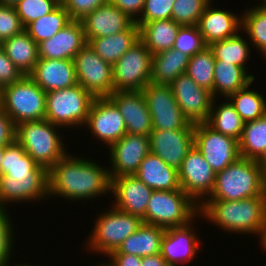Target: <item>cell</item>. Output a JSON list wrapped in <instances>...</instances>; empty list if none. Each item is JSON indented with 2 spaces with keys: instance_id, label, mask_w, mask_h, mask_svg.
Wrapping results in <instances>:
<instances>
[{
  "instance_id": "cell-36",
  "label": "cell",
  "mask_w": 266,
  "mask_h": 266,
  "mask_svg": "<svg viewBox=\"0 0 266 266\" xmlns=\"http://www.w3.org/2000/svg\"><path fill=\"white\" fill-rule=\"evenodd\" d=\"M72 21L67 10L59 4L52 12L29 23L25 27L28 35L38 44L50 39Z\"/></svg>"
},
{
  "instance_id": "cell-34",
  "label": "cell",
  "mask_w": 266,
  "mask_h": 266,
  "mask_svg": "<svg viewBox=\"0 0 266 266\" xmlns=\"http://www.w3.org/2000/svg\"><path fill=\"white\" fill-rule=\"evenodd\" d=\"M238 143L240 157L262 161L266 156V114L244 124Z\"/></svg>"
},
{
  "instance_id": "cell-14",
  "label": "cell",
  "mask_w": 266,
  "mask_h": 266,
  "mask_svg": "<svg viewBox=\"0 0 266 266\" xmlns=\"http://www.w3.org/2000/svg\"><path fill=\"white\" fill-rule=\"evenodd\" d=\"M170 86L184 117L190 123L208 120L214 99L210 91L197 85L186 73L179 75Z\"/></svg>"
},
{
  "instance_id": "cell-5",
  "label": "cell",
  "mask_w": 266,
  "mask_h": 266,
  "mask_svg": "<svg viewBox=\"0 0 266 266\" xmlns=\"http://www.w3.org/2000/svg\"><path fill=\"white\" fill-rule=\"evenodd\" d=\"M199 212L200 206L183 190L153 191L142 221L164 229L182 227Z\"/></svg>"
},
{
  "instance_id": "cell-49",
  "label": "cell",
  "mask_w": 266,
  "mask_h": 266,
  "mask_svg": "<svg viewBox=\"0 0 266 266\" xmlns=\"http://www.w3.org/2000/svg\"><path fill=\"white\" fill-rule=\"evenodd\" d=\"M16 126L12 119L0 108V146H7L15 141Z\"/></svg>"
},
{
  "instance_id": "cell-55",
  "label": "cell",
  "mask_w": 266,
  "mask_h": 266,
  "mask_svg": "<svg viewBox=\"0 0 266 266\" xmlns=\"http://www.w3.org/2000/svg\"><path fill=\"white\" fill-rule=\"evenodd\" d=\"M261 163H262V169H263L265 184H266V156L262 159Z\"/></svg>"
},
{
  "instance_id": "cell-44",
  "label": "cell",
  "mask_w": 266,
  "mask_h": 266,
  "mask_svg": "<svg viewBox=\"0 0 266 266\" xmlns=\"http://www.w3.org/2000/svg\"><path fill=\"white\" fill-rule=\"evenodd\" d=\"M7 211L0 208V266L10 265L12 248L15 246L14 227Z\"/></svg>"
},
{
  "instance_id": "cell-59",
  "label": "cell",
  "mask_w": 266,
  "mask_h": 266,
  "mask_svg": "<svg viewBox=\"0 0 266 266\" xmlns=\"http://www.w3.org/2000/svg\"><path fill=\"white\" fill-rule=\"evenodd\" d=\"M2 88L0 87V108H1Z\"/></svg>"
},
{
  "instance_id": "cell-32",
  "label": "cell",
  "mask_w": 266,
  "mask_h": 266,
  "mask_svg": "<svg viewBox=\"0 0 266 266\" xmlns=\"http://www.w3.org/2000/svg\"><path fill=\"white\" fill-rule=\"evenodd\" d=\"M2 49L23 75H29L39 60L38 44L25 30L5 39Z\"/></svg>"
},
{
  "instance_id": "cell-18",
  "label": "cell",
  "mask_w": 266,
  "mask_h": 266,
  "mask_svg": "<svg viewBox=\"0 0 266 266\" xmlns=\"http://www.w3.org/2000/svg\"><path fill=\"white\" fill-rule=\"evenodd\" d=\"M194 223L195 220L182 227L165 229L160 254L170 266L189 263L197 257L196 254L202 244L196 234L197 230L194 229L196 226H192Z\"/></svg>"
},
{
  "instance_id": "cell-30",
  "label": "cell",
  "mask_w": 266,
  "mask_h": 266,
  "mask_svg": "<svg viewBox=\"0 0 266 266\" xmlns=\"http://www.w3.org/2000/svg\"><path fill=\"white\" fill-rule=\"evenodd\" d=\"M10 178L21 176H48V170L38 165L15 140L5 146L0 176Z\"/></svg>"
},
{
  "instance_id": "cell-27",
  "label": "cell",
  "mask_w": 266,
  "mask_h": 266,
  "mask_svg": "<svg viewBox=\"0 0 266 266\" xmlns=\"http://www.w3.org/2000/svg\"><path fill=\"white\" fill-rule=\"evenodd\" d=\"M139 40V26L134 22L125 31L89 39L87 43L97 55L113 66Z\"/></svg>"
},
{
  "instance_id": "cell-54",
  "label": "cell",
  "mask_w": 266,
  "mask_h": 266,
  "mask_svg": "<svg viewBox=\"0 0 266 266\" xmlns=\"http://www.w3.org/2000/svg\"><path fill=\"white\" fill-rule=\"evenodd\" d=\"M20 0H0V5H6V6H12L15 7V5L19 2Z\"/></svg>"
},
{
  "instance_id": "cell-42",
  "label": "cell",
  "mask_w": 266,
  "mask_h": 266,
  "mask_svg": "<svg viewBox=\"0 0 266 266\" xmlns=\"http://www.w3.org/2000/svg\"><path fill=\"white\" fill-rule=\"evenodd\" d=\"M59 3L56 0H20L15 10L24 27L52 12Z\"/></svg>"
},
{
  "instance_id": "cell-61",
  "label": "cell",
  "mask_w": 266,
  "mask_h": 266,
  "mask_svg": "<svg viewBox=\"0 0 266 266\" xmlns=\"http://www.w3.org/2000/svg\"><path fill=\"white\" fill-rule=\"evenodd\" d=\"M96 266V265H95ZM98 266H106V265H104L103 263H101V264H99Z\"/></svg>"
},
{
  "instance_id": "cell-60",
  "label": "cell",
  "mask_w": 266,
  "mask_h": 266,
  "mask_svg": "<svg viewBox=\"0 0 266 266\" xmlns=\"http://www.w3.org/2000/svg\"><path fill=\"white\" fill-rule=\"evenodd\" d=\"M59 4H62L64 0H56Z\"/></svg>"
},
{
  "instance_id": "cell-21",
  "label": "cell",
  "mask_w": 266,
  "mask_h": 266,
  "mask_svg": "<svg viewBox=\"0 0 266 266\" xmlns=\"http://www.w3.org/2000/svg\"><path fill=\"white\" fill-rule=\"evenodd\" d=\"M49 197L48 176H0V208L8 209L9 202H33ZM8 205V206H7ZM7 206V207H6Z\"/></svg>"
},
{
  "instance_id": "cell-13",
  "label": "cell",
  "mask_w": 266,
  "mask_h": 266,
  "mask_svg": "<svg viewBox=\"0 0 266 266\" xmlns=\"http://www.w3.org/2000/svg\"><path fill=\"white\" fill-rule=\"evenodd\" d=\"M178 176L181 189L199 206L210 196L215 186L216 174L195 146L183 160Z\"/></svg>"
},
{
  "instance_id": "cell-28",
  "label": "cell",
  "mask_w": 266,
  "mask_h": 266,
  "mask_svg": "<svg viewBox=\"0 0 266 266\" xmlns=\"http://www.w3.org/2000/svg\"><path fill=\"white\" fill-rule=\"evenodd\" d=\"M139 26V39L155 55L173 48L179 28L173 19L136 23Z\"/></svg>"
},
{
  "instance_id": "cell-52",
  "label": "cell",
  "mask_w": 266,
  "mask_h": 266,
  "mask_svg": "<svg viewBox=\"0 0 266 266\" xmlns=\"http://www.w3.org/2000/svg\"><path fill=\"white\" fill-rule=\"evenodd\" d=\"M141 266H170L160 253L142 257Z\"/></svg>"
},
{
  "instance_id": "cell-58",
  "label": "cell",
  "mask_w": 266,
  "mask_h": 266,
  "mask_svg": "<svg viewBox=\"0 0 266 266\" xmlns=\"http://www.w3.org/2000/svg\"><path fill=\"white\" fill-rule=\"evenodd\" d=\"M3 40H2V38L0 37V50L3 48Z\"/></svg>"
},
{
  "instance_id": "cell-40",
  "label": "cell",
  "mask_w": 266,
  "mask_h": 266,
  "mask_svg": "<svg viewBox=\"0 0 266 266\" xmlns=\"http://www.w3.org/2000/svg\"><path fill=\"white\" fill-rule=\"evenodd\" d=\"M215 58L209 46L191 56L188 60L186 74L200 87L211 92L213 96Z\"/></svg>"
},
{
  "instance_id": "cell-38",
  "label": "cell",
  "mask_w": 266,
  "mask_h": 266,
  "mask_svg": "<svg viewBox=\"0 0 266 266\" xmlns=\"http://www.w3.org/2000/svg\"><path fill=\"white\" fill-rule=\"evenodd\" d=\"M241 17V31L247 35L249 42H252L251 46L256 47V50L266 57V3L261 2L258 6L244 9Z\"/></svg>"
},
{
  "instance_id": "cell-1",
  "label": "cell",
  "mask_w": 266,
  "mask_h": 266,
  "mask_svg": "<svg viewBox=\"0 0 266 266\" xmlns=\"http://www.w3.org/2000/svg\"><path fill=\"white\" fill-rule=\"evenodd\" d=\"M69 152L48 170L49 198L96 199L111 192L109 168ZM52 196V197H51Z\"/></svg>"
},
{
  "instance_id": "cell-3",
  "label": "cell",
  "mask_w": 266,
  "mask_h": 266,
  "mask_svg": "<svg viewBox=\"0 0 266 266\" xmlns=\"http://www.w3.org/2000/svg\"><path fill=\"white\" fill-rule=\"evenodd\" d=\"M256 196H266L262 163L239 157L216 173L213 191L205 200L236 201Z\"/></svg>"
},
{
  "instance_id": "cell-23",
  "label": "cell",
  "mask_w": 266,
  "mask_h": 266,
  "mask_svg": "<svg viewBox=\"0 0 266 266\" xmlns=\"http://www.w3.org/2000/svg\"><path fill=\"white\" fill-rule=\"evenodd\" d=\"M212 0L202 13L197 27L206 46L235 36L242 28V17L227 9L213 8Z\"/></svg>"
},
{
  "instance_id": "cell-10",
  "label": "cell",
  "mask_w": 266,
  "mask_h": 266,
  "mask_svg": "<svg viewBox=\"0 0 266 266\" xmlns=\"http://www.w3.org/2000/svg\"><path fill=\"white\" fill-rule=\"evenodd\" d=\"M143 96L152 118L153 130L194 129L177 104L170 85L148 83Z\"/></svg>"
},
{
  "instance_id": "cell-7",
  "label": "cell",
  "mask_w": 266,
  "mask_h": 266,
  "mask_svg": "<svg viewBox=\"0 0 266 266\" xmlns=\"http://www.w3.org/2000/svg\"><path fill=\"white\" fill-rule=\"evenodd\" d=\"M92 233L87 238L86 250H92L108 256L112 251L117 250L130 235L138 230L143 224L140 217L128 214L114 206L108 211H102L98 216Z\"/></svg>"
},
{
  "instance_id": "cell-46",
  "label": "cell",
  "mask_w": 266,
  "mask_h": 266,
  "mask_svg": "<svg viewBox=\"0 0 266 266\" xmlns=\"http://www.w3.org/2000/svg\"><path fill=\"white\" fill-rule=\"evenodd\" d=\"M25 30L21 19L12 6L0 5V37L4 41Z\"/></svg>"
},
{
  "instance_id": "cell-47",
  "label": "cell",
  "mask_w": 266,
  "mask_h": 266,
  "mask_svg": "<svg viewBox=\"0 0 266 266\" xmlns=\"http://www.w3.org/2000/svg\"><path fill=\"white\" fill-rule=\"evenodd\" d=\"M110 2V0H64L62 5L67 10L72 20H82L87 14L92 13L97 7Z\"/></svg>"
},
{
  "instance_id": "cell-25",
  "label": "cell",
  "mask_w": 266,
  "mask_h": 266,
  "mask_svg": "<svg viewBox=\"0 0 266 266\" xmlns=\"http://www.w3.org/2000/svg\"><path fill=\"white\" fill-rule=\"evenodd\" d=\"M28 76L45 92L78 84L74 62L70 59H39Z\"/></svg>"
},
{
  "instance_id": "cell-51",
  "label": "cell",
  "mask_w": 266,
  "mask_h": 266,
  "mask_svg": "<svg viewBox=\"0 0 266 266\" xmlns=\"http://www.w3.org/2000/svg\"><path fill=\"white\" fill-rule=\"evenodd\" d=\"M108 259L103 262L106 266H141L142 262V257L132 254H109Z\"/></svg>"
},
{
  "instance_id": "cell-39",
  "label": "cell",
  "mask_w": 266,
  "mask_h": 266,
  "mask_svg": "<svg viewBox=\"0 0 266 266\" xmlns=\"http://www.w3.org/2000/svg\"><path fill=\"white\" fill-rule=\"evenodd\" d=\"M250 86H252L251 83L226 98L245 123L259 119L266 114L265 97L261 93L251 90Z\"/></svg>"
},
{
  "instance_id": "cell-15",
  "label": "cell",
  "mask_w": 266,
  "mask_h": 266,
  "mask_svg": "<svg viewBox=\"0 0 266 266\" xmlns=\"http://www.w3.org/2000/svg\"><path fill=\"white\" fill-rule=\"evenodd\" d=\"M108 149L110 178L134 175L142 160L150 153V138L126 133Z\"/></svg>"
},
{
  "instance_id": "cell-33",
  "label": "cell",
  "mask_w": 266,
  "mask_h": 266,
  "mask_svg": "<svg viewBox=\"0 0 266 266\" xmlns=\"http://www.w3.org/2000/svg\"><path fill=\"white\" fill-rule=\"evenodd\" d=\"M189 57L170 49L152 55L151 82L170 85L179 75L185 74Z\"/></svg>"
},
{
  "instance_id": "cell-11",
  "label": "cell",
  "mask_w": 266,
  "mask_h": 266,
  "mask_svg": "<svg viewBox=\"0 0 266 266\" xmlns=\"http://www.w3.org/2000/svg\"><path fill=\"white\" fill-rule=\"evenodd\" d=\"M77 83L94 98L113 93L112 65L103 60L88 43L73 58Z\"/></svg>"
},
{
  "instance_id": "cell-6",
  "label": "cell",
  "mask_w": 266,
  "mask_h": 266,
  "mask_svg": "<svg viewBox=\"0 0 266 266\" xmlns=\"http://www.w3.org/2000/svg\"><path fill=\"white\" fill-rule=\"evenodd\" d=\"M1 109L14 125L39 121L46 115V92L28 75L2 88Z\"/></svg>"
},
{
  "instance_id": "cell-24",
  "label": "cell",
  "mask_w": 266,
  "mask_h": 266,
  "mask_svg": "<svg viewBox=\"0 0 266 266\" xmlns=\"http://www.w3.org/2000/svg\"><path fill=\"white\" fill-rule=\"evenodd\" d=\"M80 21L86 41L120 33L135 22L111 2L97 7Z\"/></svg>"
},
{
  "instance_id": "cell-20",
  "label": "cell",
  "mask_w": 266,
  "mask_h": 266,
  "mask_svg": "<svg viewBox=\"0 0 266 266\" xmlns=\"http://www.w3.org/2000/svg\"><path fill=\"white\" fill-rule=\"evenodd\" d=\"M109 98L123 116L127 134L149 136L152 118L141 91H116Z\"/></svg>"
},
{
  "instance_id": "cell-57",
  "label": "cell",
  "mask_w": 266,
  "mask_h": 266,
  "mask_svg": "<svg viewBox=\"0 0 266 266\" xmlns=\"http://www.w3.org/2000/svg\"><path fill=\"white\" fill-rule=\"evenodd\" d=\"M9 266V265H8ZM10 266H12V263H11V265ZM14 266H32V265H29V263L28 264H25V262H24V264H15Z\"/></svg>"
},
{
  "instance_id": "cell-56",
  "label": "cell",
  "mask_w": 266,
  "mask_h": 266,
  "mask_svg": "<svg viewBox=\"0 0 266 266\" xmlns=\"http://www.w3.org/2000/svg\"><path fill=\"white\" fill-rule=\"evenodd\" d=\"M4 150H5V146H0V167H1L2 160H3Z\"/></svg>"
},
{
  "instance_id": "cell-26",
  "label": "cell",
  "mask_w": 266,
  "mask_h": 266,
  "mask_svg": "<svg viewBox=\"0 0 266 266\" xmlns=\"http://www.w3.org/2000/svg\"><path fill=\"white\" fill-rule=\"evenodd\" d=\"M134 176L153 191L182 190L178 170L151 152L142 160Z\"/></svg>"
},
{
  "instance_id": "cell-17",
  "label": "cell",
  "mask_w": 266,
  "mask_h": 266,
  "mask_svg": "<svg viewBox=\"0 0 266 266\" xmlns=\"http://www.w3.org/2000/svg\"><path fill=\"white\" fill-rule=\"evenodd\" d=\"M150 152L175 169H179L194 147V129L152 130Z\"/></svg>"
},
{
  "instance_id": "cell-45",
  "label": "cell",
  "mask_w": 266,
  "mask_h": 266,
  "mask_svg": "<svg viewBox=\"0 0 266 266\" xmlns=\"http://www.w3.org/2000/svg\"><path fill=\"white\" fill-rule=\"evenodd\" d=\"M175 0H145L141 16L135 23L172 19V8Z\"/></svg>"
},
{
  "instance_id": "cell-48",
  "label": "cell",
  "mask_w": 266,
  "mask_h": 266,
  "mask_svg": "<svg viewBox=\"0 0 266 266\" xmlns=\"http://www.w3.org/2000/svg\"><path fill=\"white\" fill-rule=\"evenodd\" d=\"M24 75L8 58L3 49L0 50V87L13 84L20 80Z\"/></svg>"
},
{
  "instance_id": "cell-31",
  "label": "cell",
  "mask_w": 266,
  "mask_h": 266,
  "mask_svg": "<svg viewBox=\"0 0 266 266\" xmlns=\"http://www.w3.org/2000/svg\"><path fill=\"white\" fill-rule=\"evenodd\" d=\"M255 76L248 74L242 67L228 62L215 60L213 98L222 95L223 99L254 82ZM218 93V94H217Z\"/></svg>"
},
{
  "instance_id": "cell-8",
  "label": "cell",
  "mask_w": 266,
  "mask_h": 266,
  "mask_svg": "<svg viewBox=\"0 0 266 266\" xmlns=\"http://www.w3.org/2000/svg\"><path fill=\"white\" fill-rule=\"evenodd\" d=\"M94 99L79 84L46 92L45 119L59 126L60 130L61 128L84 127Z\"/></svg>"
},
{
  "instance_id": "cell-37",
  "label": "cell",
  "mask_w": 266,
  "mask_h": 266,
  "mask_svg": "<svg viewBox=\"0 0 266 266\" xmlns=\"http://www.w3.org/2000/svg\"><path fill=\"white\" fill-rule=\"evenodd\" d=\"M238 32L235 36L214 42L209 45L216 60L224 61L242 67L247 73L246 61L250 60L251 43Z\"/></svg>"
},
{
  "instance_id": "cell-50",
  "label": "cell",
  "mask_w": 266,
  "mask_h": 266,
  "mask_svg": "<svg viewBox=\"0 0 266 266\" xmlns=\"http://www.w3.org/2000/svg\"><path fill=\"white\" fill-rule=\"evenodd\" d=\"M110 2L136 21L144 8L145 0H110Z\"/></svg>"
},
{
  "instance_id": "cell-16",
  "label": "cell",
  "mask_w": 266,
  "mask_h": 266,
  "mask_svg": "<svg viewBox=\"0 0 266 266\" xmlns=\"http://www.w3.org/2000/svg\"><path fill=\"white\" fill-rule=\"evenodd\" d=\"M95 138L110 147L126 134V126L119 108L109 98H95L85 124Z\"/></svg>"
},
{
  "instance_id": "cell-53",
  "label": "cell",
  "mask_w": 266,
  "mask_h": 266,
  "mask_svg": "<svg viewBox=\"0 0 266 266\" xmlns=\"http://www.w3.org/2000/svg\"><path fill=\"white\" fill-rule=\"evenodd\" d=\"M260 246L266 251V208L264 212L263 228L260 233Z\"/></svg>"
},
{
  "instance_id": "cell-12",
  "label": "cell",
  "mask_w": 266,
  "mask_h": 266,
  "mask_svg": "<svg viewBox=\"0 0 266 266\" xmlns=\"http://www.w3.org/2000/svg\"><path fill=\"white\" fill-rule=\"evenodd\" d=\"M194 146L215 174L240 157L238 140L221 134L206 122L194 124Z\"/></svg>"
},
{
  "instance_id": "cell-19",
  "label": "cell",
  "mask_w": 266,
  "mask_h": 266,
  "mask_svg": "<svg viewBox=\"0 0 266 266\" xmlns=\"http://www.w3.org/2000/svg\"><path fill=\"white\" fill-rule=\"evenodd\" d=\"M153 190L134 175L111 178V192L115 208L141 219L146 215V209Z\"/></svg>"
},
{
  "instance_id": "cell-41",
  "label": "cell",
  "mask_w": 266,
  "mask_h": 266,
  "mask_svg": "<svg viewBox=\"0 0 266 266\" xmlns=\"http://www.w3.org/2000/svg\"><path fill=\"white\" fill-rule=\"evenodd\" d=\"M211 0H175L172 19L180 26H194Z\"/></svg>"
},
{
  "instance_id": "cell-22",
  "label": "cell",
  "mask_w": 266,
  "mask_h": 266,
  "mask_svg": "<svg viewBox=\"0 0 266 266\" xmlns=\"http://www.w3.org/2000/svg\"><path fill=\"white\" fill-rule=\"evenodd\" d=\"M87 44L81 21L72 20L50 39L38 43L39 59H70Z\"/></svg>"
},
{
  "instance_id": "cell-35",
  "label": "cell",
  "mask_w": 266,
  "mask_h": 266,
  "mask_svg": "<svg viewBox=\"0 0 266 266\" xmlns=\"http://www.w3.org/2000/svg\"><path fill=\"white\" fill-rule=\"evenodd\" d=\"M215 101L217 100L214 98L206 123L221 134L239 141L245 122L228 99H226L227 102H221L218 105Z\"/></svg>"
},
{
  "instance_id": "cell-29",
  "label": "cell",
  "mask_w": 266,
  "mask_h": 266,
  "mask_svg": "<svg viewBox=\"0 0 266 266\" xmlns=\"http://www.w3.org/2000/svg\"><path fill=\"white\" fill-rule=\"evenodd\" d=\"M165 229L143 223L136 232L130 235L117 250L110 254H132L146 257L161 253V241Z\"/></svg>"
},
{
  "instance_id": "cell-4",
  "label": "cell",
  "mask_w": 266,
  "mask_h": 266,
  "mask_svg": "<svg viewBox=\"0 0 266 266\" xmlns=\"http://www.w3.org/2000/svg\"><path fill=\"white\" fill-rule=\"evenodd\" d=\"M59 128L46 119L22 122L16 125L15 140L38 165L49 170L69 152Z\"/></svg>"
},
{
  "instance_id": "cell-2",
  "label": "cell",
  "mask_w": 266,
  "mask_h": 266,
  "mask_svg": "<svg viewBox=\"0 0 266 266\" xmlns=\"http://www.w3.org/2000/svg\"><path fill=\"white\" fill-rule=\"evenodd\" d=\"M266 196L243 200H204L199 218L204 217L224 231L240 234H258L263 228Z\"/></svg>"
},
{
  "instance_id": "cell-9",
  "label": "cell",
  "mask_w": 266,
  "mask_h": 266,
  "mask_svg": "<svg viewBox=\"0 0 266 266\" xmlns=\"http://www.w3.org/2000/svg\"><path fill=\"white\" fill-rule=\"evenodd\" d=\"M152 53L139 40L112 66L113 92L141 91L151 82Z\"/></svg>"
},
{
  "instance_id": "cell-43",
  "label": "cell",
  "mask_w": 266,
  "mask_h": 266,
  "mask_svg": "<svg viewBox=\"0 0 266 266\" xmlns=\"http://www.w3.org/2000/svg\"><path fill=\"white\" fill-rule=\"evenodd\" d=\"M206 47L197 25L181 26L172 49L181 51L189 58Z\"/></svg>"
}]
</instances>
